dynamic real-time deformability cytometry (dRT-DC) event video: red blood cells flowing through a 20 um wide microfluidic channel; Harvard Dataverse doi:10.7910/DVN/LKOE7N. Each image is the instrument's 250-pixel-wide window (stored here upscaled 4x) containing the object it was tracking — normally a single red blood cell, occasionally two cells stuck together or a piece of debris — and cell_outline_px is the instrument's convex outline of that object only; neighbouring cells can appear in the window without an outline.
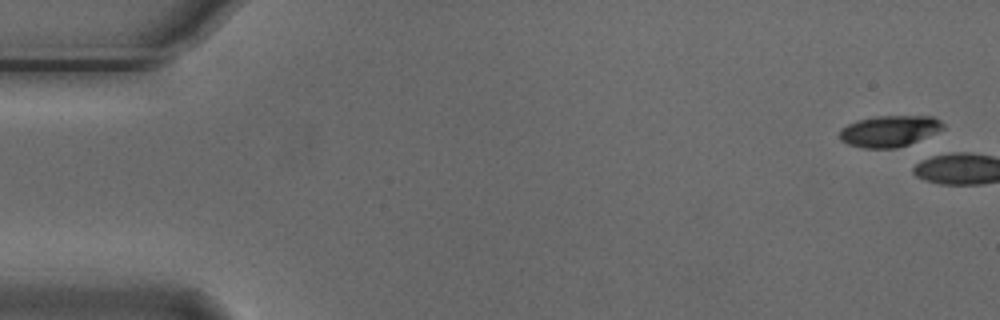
{"species": "Egyptian fruit bat (a non-hibernating species)", "species_latin": "Rousettus aegyptiacus", "temperature_condition": "cold", "stored_images_in_passage": 4, "camera_frame_rate_fps": 3000, "um_per_image_px": 0.085, "animal": {"sex": "male"}, "frame": {"image": 1, "passage_image": 1, "time_ms": 0.0, "image_size_px": [1000, 320], "cell_outline_px": [[944, 128], [936, 132], [908, 144], [896, 148], [864, 148], [848, 144], [840, 140], [840, 128], [856, 120], [880, 116], [932, 116], [940, 120], [944, 124]], "centroid_in_image_um": [75.57, 11.13], "position_along_channel_um": 9.4, "area_um2": 18.67}}